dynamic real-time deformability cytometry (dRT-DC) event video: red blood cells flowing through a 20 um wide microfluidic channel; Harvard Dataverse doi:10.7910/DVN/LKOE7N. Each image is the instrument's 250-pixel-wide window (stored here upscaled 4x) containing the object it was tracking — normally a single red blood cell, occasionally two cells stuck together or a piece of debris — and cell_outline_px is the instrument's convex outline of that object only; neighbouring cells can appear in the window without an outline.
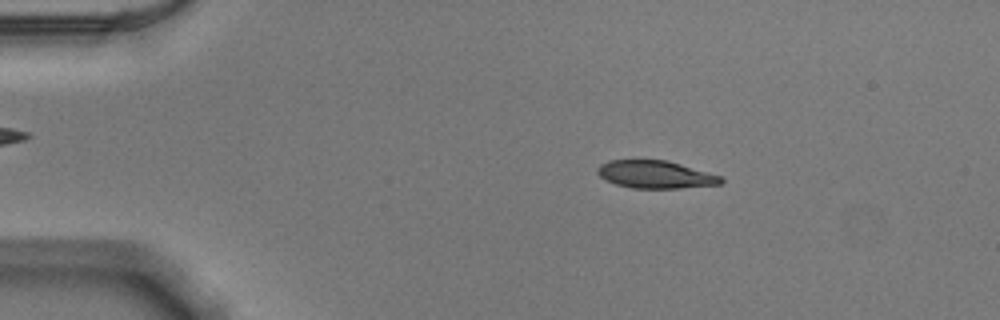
{"species": "Egyptian fruit bat (a non-hibernating species)", "species_latin": "Rousettus aegyptiacus", "temperature_condition": "warm", "stored_images_in_passage": 52, "camera_frame_rate_fps": 3000, "um_per_image_px": 0.085, "animal": {"sex": "male"}, "frame": {"image": 1, "passage_image": 9, "time_ms": 2.667, "image_size_px": [1000, 320], "cell_outline_px": [[724, 180], [720, 184], [680, 188], [632, 188], [616, 184], [600, 176], [596, 172], [596, 168], [600, 164], [608, 160], [668, 160], [720, 176]], "centroid_in_image_um": [55.68, 14.82], "position_along_channel_um": 29.3, "area_um2": 19.77}}
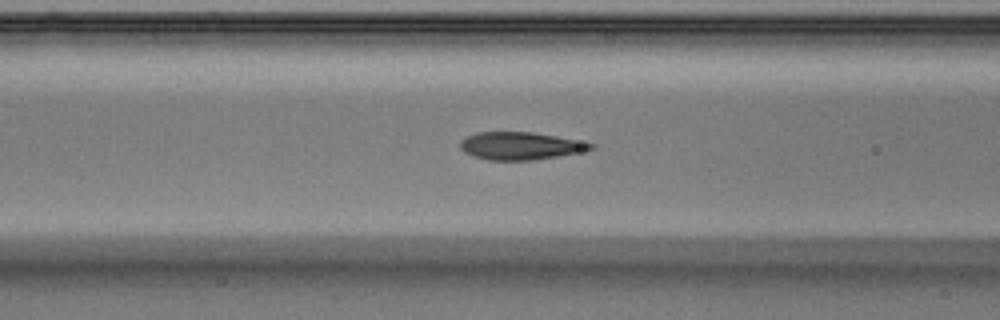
{"frame": {"image": 2, "passage_image": 21, "time_ms": 6.667, "image_size_px": [1000, 320], "cell_outline_px": [[596, 148], [556, 156], [532, 160], [488, 160], [464, 152], [460, 148], [460, 140], [476, 132], [532, 132], [556, 136], [596, 144]], "centroid_in_image_um": [44.21, 12.39], "position_along_channel_um": 122.4, "area_um2": 20.75}}
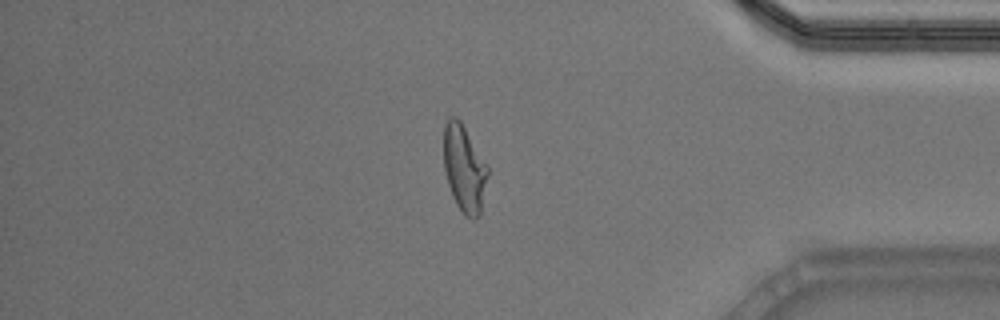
{"frame": {"image": 3, "passage_image": 44, "time_ms": 14.333, "image_size_px": [1000, 320], "cell_outline_px": [[488, 172], [480, 216], [476, 220], [472, 220], [464, 216], [456, 204], [452, 196], [448, 184], [444, 168], [444, 124], [452, 116], [456, 116], [460, 120], [488, 164]], "centroid_in_image_um": [39.47, 14.35], "position_along_channel_um": 395.7, "area_um2": 22.54}, "authors_computed_cell_mechanics": {"area_um2": 21.4727, "velocity_mm_per_s": 3.8942, "shape_relaxation_time_tau1_ms": 4.2441, "shape_relaxation_time_tau2_ms": 1.0936, "deformation_change_tau1": 0.187, "deformation_change_tau2": 0.0586}}